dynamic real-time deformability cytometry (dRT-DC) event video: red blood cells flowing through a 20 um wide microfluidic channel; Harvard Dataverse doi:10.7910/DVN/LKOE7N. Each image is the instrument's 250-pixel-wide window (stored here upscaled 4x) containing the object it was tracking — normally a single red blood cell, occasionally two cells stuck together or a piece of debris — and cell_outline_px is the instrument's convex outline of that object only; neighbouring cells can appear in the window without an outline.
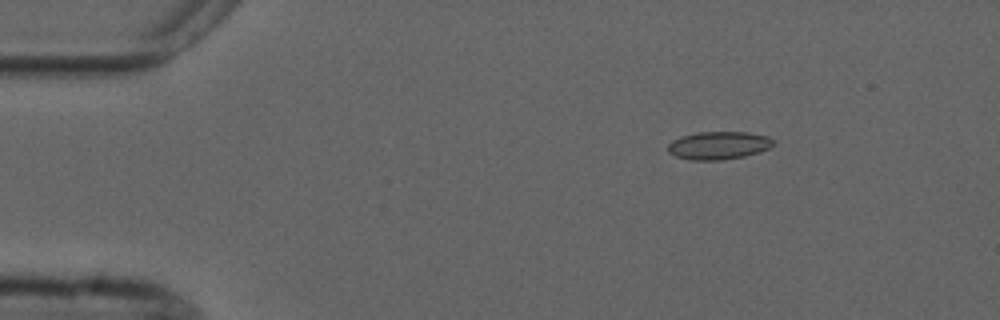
{"species": "common noctule bat (a hibernating species)", "species_latin": "Nyctalus noctula", "temperature_condition": "cold", "stored_images_in_passage": 4, "camera_frame_rate_fps": 3000, "um_per_image_px": 0.085, "animal": {"sex": "male", "forearm_length_mm": 52.5}, "frame": {"image": 1, "passage_image": 2, "time_ms": 2.0, "image_size_px": [1000, 320], "cell_outline_px": [[776, 140], [768, 148], [760, 152], [744, 156], [724, 160], [692, 160], [676, 156], [668, 152], [668, 144], [672, 140], [680, 136], [700, 132], [748, 132], [768, 136]], "centroid_in_image_um": [61.09, 12.36], "position_along_channel_um": 23.9, "area_um2": 17.22}}